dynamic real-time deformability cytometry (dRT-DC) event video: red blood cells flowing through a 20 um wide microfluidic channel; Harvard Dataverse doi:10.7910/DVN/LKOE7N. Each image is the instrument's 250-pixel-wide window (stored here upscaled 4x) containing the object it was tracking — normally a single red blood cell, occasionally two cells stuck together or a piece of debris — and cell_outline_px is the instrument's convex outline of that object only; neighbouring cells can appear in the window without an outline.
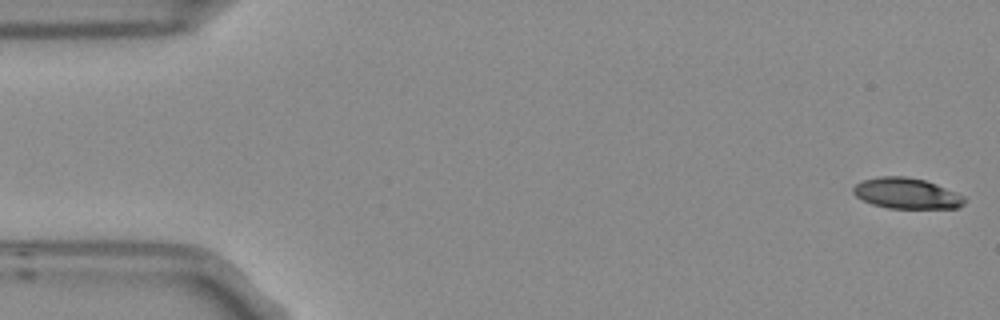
{"species": "Egyptian fruit bat (a non-hibernating species)", "species_latin": "Rousettus aegyptiacus", "temperature_condition": "room temperature", "stored_images_in_passage": 5, "camera_frame_rate_fps": 3000, "um_per_image_px": 0.085, "frame": {"image": 1, "passage_image": 1, "time_ms": 0.0, "image_size_px": [1000, 320], "cell_outline_px": [[964, 204], [956, 208], [888, 208], [872, 204], [856, 196], [852, 192], [852, 188], [856, 184], [864, 180], [880, 176], [904, 176], [924, 180], [936, 184], [964, 196]], "centroid_in_image_um": [77.04, 16.44], "position_along_channel_um": 8.0, "area_um2": 19.71}}
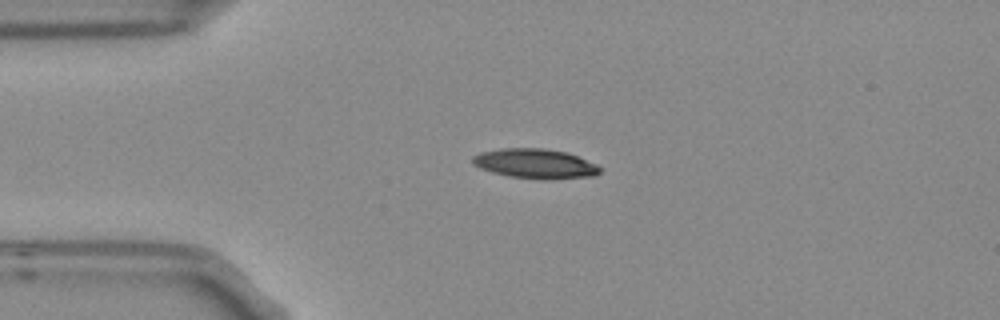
{"frame": {"image": 2, "passage_image": 4, "time_ms": 1.0, "image_size_px": [1000, 320], "cell_outline_px": [[600, 172], [596, 176], [548, 180], [544, 180], [508, 176], [492, 172], [480, 168], [472, 164], [472, 156], [480, 152], [500, 148], [544, 148], [568, 152], [596, 164], [600, 168]], "centroid_in_image_um": [45.49, 13.91], "position_along_channel_um": 39.5, "area_um2": 22.31}}